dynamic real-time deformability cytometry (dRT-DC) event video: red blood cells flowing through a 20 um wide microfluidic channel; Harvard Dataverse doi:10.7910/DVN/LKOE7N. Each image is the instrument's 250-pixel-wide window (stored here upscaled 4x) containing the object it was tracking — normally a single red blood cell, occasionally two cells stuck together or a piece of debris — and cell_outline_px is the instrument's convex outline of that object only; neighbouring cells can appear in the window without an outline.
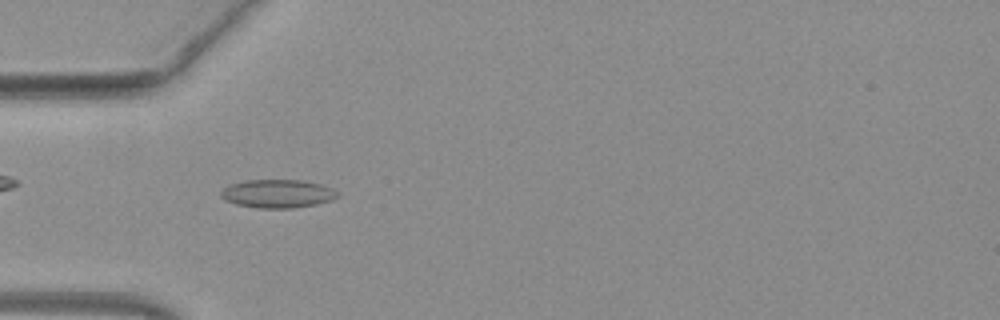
{"species": "common noctule bat (a hibernating species)", "species_latin": "Nyctalus noctula", "temperature_condition": "warm", "stored_images_in_passage": 51, "camera_frame_rate_fps": 3000, "um_per_image_px": 0.085, "animal": {"sex": "female", "body_mass_g": 19.3, "forearm_length_mm": 54.1}, "frame": {"image": 1, "passage_image": 16, "time_ms": 5.0, "image_size_px": [1000, 320], "cell_outline_px": [[340, 196], [332, 200], [316, 204], [292, 208], [260, 208], [236, 204], [224, 200], [220, 196], [220, 192], [224, 188], [232, 184], [244, 180], [304, 180], [320, 184], [332, 188]], "centroid_in_image_um": [23.59, 16.46], "position_along_channel_um": 61.4, "area_um2": 19.25}}
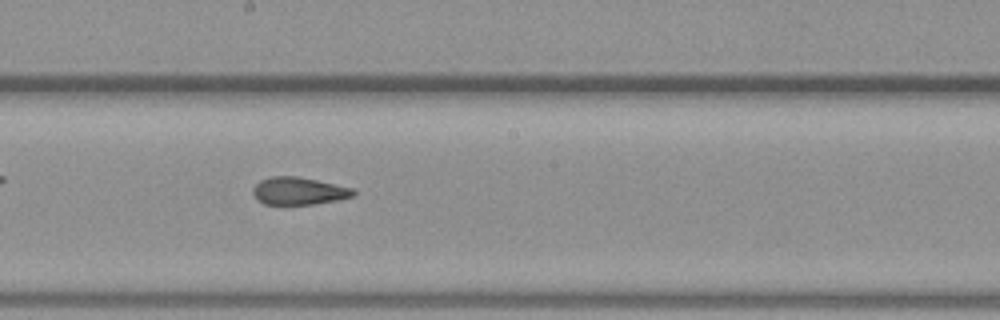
{"frame": {"image": 2, "passage_image": 28, "time_ms": 9.0, "image_size_px": [1000, 320], "cell_outline_px": [[356, 196], [336, 200], [312, 204], [264, 204], [252, 192], [252, 188], [260, 180], [272, 176], [296, 176], [316, 180], [352, 188], [356, 192]], "centroid_in_image_um": [25.4, 16.23], "position_along_channel_um": 222.8, "area_um2": 15.9}}
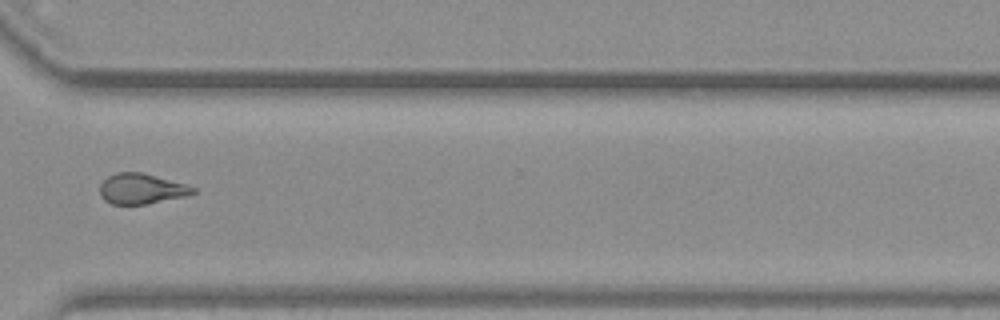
{"frame": {"image": 3, "passage_image": 38, "time_ms": 12.333, "image_size_px": [1000, 320], "cell_outline_px": [[196, 192], [188, 196], [144, 204], [112, 204], [104, 200], [100, 196], [100, 184], [108, 176], [116, 172], [140, 172], [184, 184], [196, 188]], "centroid_in_image_um": [12.0, 16.05], "position_along_channel_um": 358.6, "area_um2": 16.36}, "authors_computed_cell_mechanics": {"area_um2": 16.8776, "velocity_mm_per_s": 4.0845, "shape_relaxation_time_tau1_ms": null, "shape_relaxation_time_tau2_ms": 2.4921, "deformation_change_tau1": null, "deformation_change_tau2": 0.0955}}